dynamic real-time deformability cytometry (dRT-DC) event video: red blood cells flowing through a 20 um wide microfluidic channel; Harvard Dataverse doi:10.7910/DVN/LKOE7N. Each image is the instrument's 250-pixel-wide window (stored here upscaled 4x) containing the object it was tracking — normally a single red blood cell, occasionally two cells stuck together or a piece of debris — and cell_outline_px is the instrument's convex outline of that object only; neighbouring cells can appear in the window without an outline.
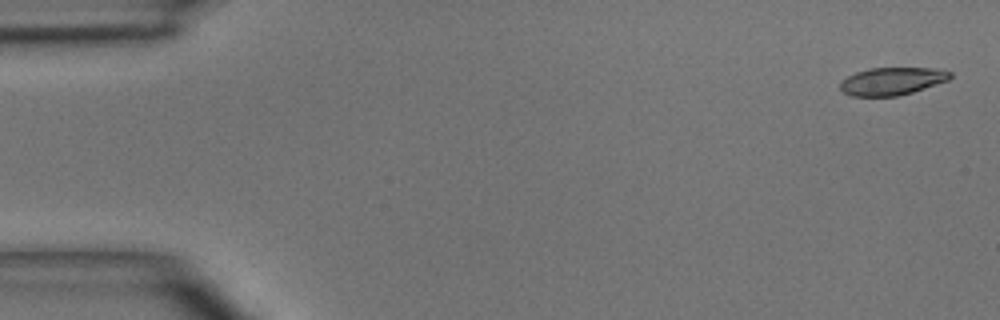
{"species": "common noctule bat (a hibernating species)", "species_latin": "Nyctalus noctula", "temperature_condition": "room temperature", "stored_images_in_passage": 5, "camera_frame_rate_fps": 3000, "um_per_image_px": 0.085, "animal": {"sex": "male", "body_mass_g": 15.6}, "frame": {"image": 1, "passage_image": 1, "time_ms": 0.0, "image_size_px": [1000, 320], "cell_outline_px": [[952, 76], [948, 80], [912, 92], [896, 96], [852, 96], [844, 92], [840, 88], [840, 80], [856, 72], [868, 68], [932, 68], [952, 72]], "centroid_in_image_um": [75.8, 6.89], "position_along_channel_um": 9.2, "area_um2": 17.63}}
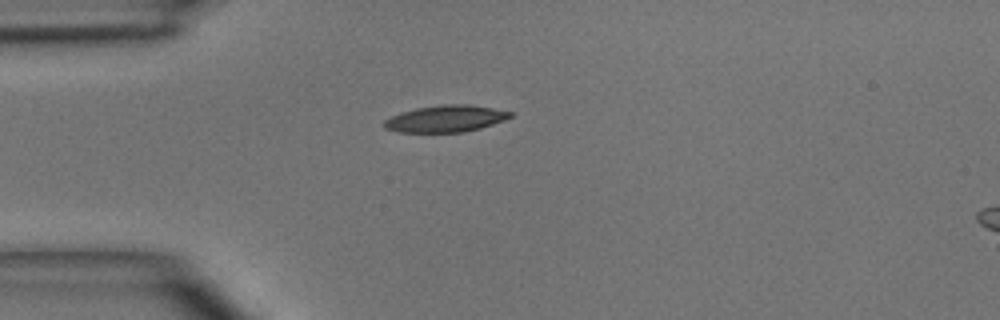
{"frame": {"image": 2, "passage_image": 4, "time_ms": 3.667, "image_size_px": [1000, 320], "cell_outline_px": [[512, 116], [504, 120], [480, 128], [464, 132], [400, 132], [384, 128], [380, 124], [384, 120], [400, 112], [416, 108], [444, 104], [468, 104], [492, 108], [512, 112]], "centroid_in_image_um": [37.84, 10.09], "position_along_channel_um": 47.2, "area_um2": 19.65}}